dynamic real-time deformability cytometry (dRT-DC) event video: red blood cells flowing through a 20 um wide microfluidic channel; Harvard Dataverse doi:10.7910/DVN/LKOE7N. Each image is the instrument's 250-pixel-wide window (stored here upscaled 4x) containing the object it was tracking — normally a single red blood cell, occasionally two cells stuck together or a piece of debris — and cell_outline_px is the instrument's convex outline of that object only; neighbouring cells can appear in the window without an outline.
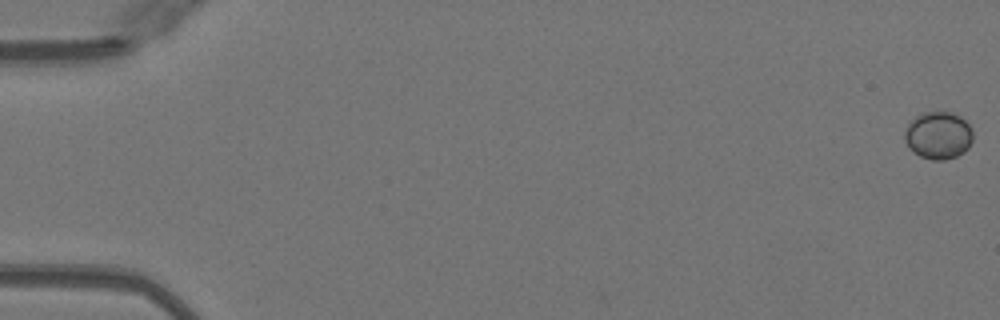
{"species": "Egyptian fruit bat (a non-hibernating species)", "species_latin": "Rousettus aegyptiacus", "temperature_condition": "warm", "stored_images_in_passage": 18, "camera_frame_rate_fps": 3000, "um_per_image_px": 0.085, "animal": {"sex": "female"}, "frame": {"image": 1, "passage_image": 1, "time_ms": 0.0, "image_size_px": [1000, 320], "cell_outline_px": [[972, 140], [968, 148], [964, 152], [956, 156], [944, 160], [932, 160], [920, 156], [912, 152], [904, 140], [904, 132], [908, 124], [916, 116], [924, 112], [952, 112], [960, 116], [972, 128]], "centroid_in_image_um": [79.75, 11.51], "position_along_channel_um": 5.3, "area_um2": 18.96}}
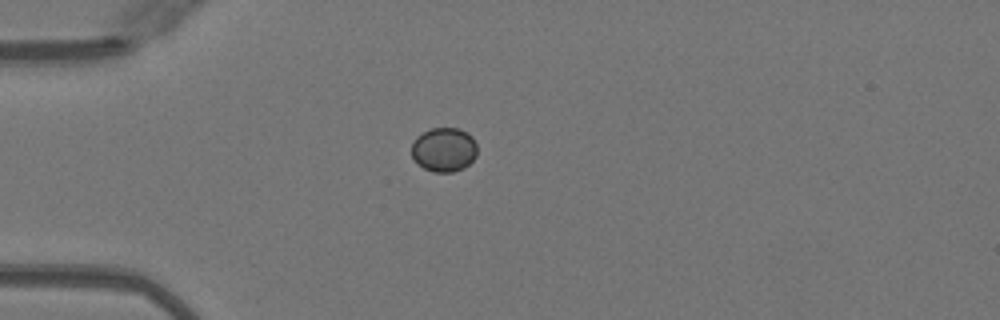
{"frame": {"image": 2, "passage_image": 15, "time_ms": 4.667, "image_size_px": [1000, 320], "cell_outline_px": [[476, 156], [464, 168], [452, 172], [432, 172], [416, 164], [412, 156], [412, 144], [416, 136], [432, 128], [460, 128], [468, 132], [472, 136], [476, 144]], "centroid_in_image_um": [37.73, 12.72], "position_along_channel_um": 47.3, "area_um2": 17.05}}